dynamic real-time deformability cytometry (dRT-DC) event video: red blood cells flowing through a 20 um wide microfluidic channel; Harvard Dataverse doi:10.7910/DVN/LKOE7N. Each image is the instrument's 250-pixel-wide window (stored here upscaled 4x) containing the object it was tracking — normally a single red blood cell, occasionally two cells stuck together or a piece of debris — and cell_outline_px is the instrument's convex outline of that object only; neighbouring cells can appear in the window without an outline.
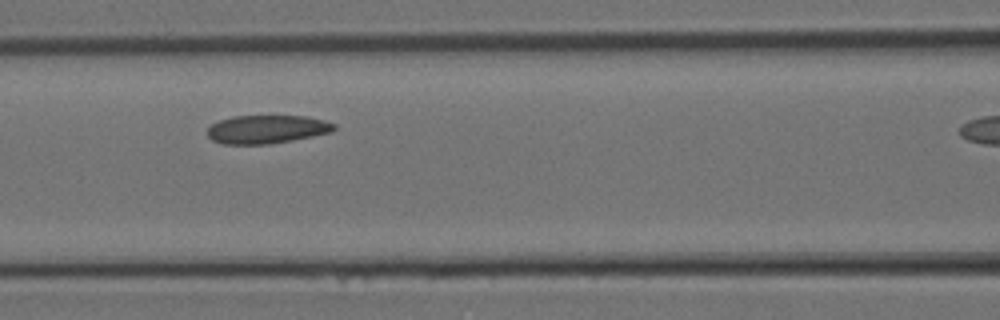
{"species": "Egyptian fruit bat (a non-hibernating species)", "species_latin": "Rousettus aegyptiacus", "temperature_condition": "room temperature", "stored_images_in_passage": 9, "camera_frame_rate_fps": 3000, "um_per_image_px": 0.085, "animal": {"sex": "female"}, "frame": {"image": 1, "passage_image": 7, "time_ms": 2.0, "image_size_px": [1000, 320], "cell_outline_px": [[336, 128], [332, 132], [292, 140], [268, 144], [224, 144], [212, 140], [208, 136], [208, 128], [212, 124], [220, 120], [232, 116], [308, 116], [324, 120], [336, 124]], "centroid_in_image_um": [22.7, 10.98], "position_along_channel_um": 143.9, "area_um2": 20.92}}